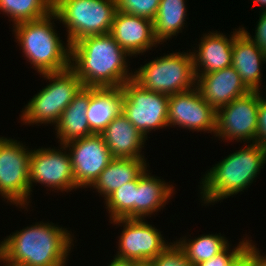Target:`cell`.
<instances>
[{
    "mask_svg": "<svg viewBox=\"0 0 266 266\" xmlns=\"http://www.w3.org/2000/svg\"><path fill=\"white\" fill-rule=\"evenodd\" d=\"M128 56L110 33L86 36L71 45L70 68L84 87H121L133 79Z\"/></svg>",
    "mask_w": 266,
    "mask_h": 266,
    "instance_id": "6da1fadb",
    "label": "cell"
},
{
    "mask_svg": "<svg viewBox=\"0 0 266 266\" xmlns=\"http://www.w3.org/2000/svg\"><path fill=\"white\" fill-rule=\"evenodd\" d=\"M72 232L54 223L36 222L0 241V263L65 266L73 245Z\"/></svg>",
    "mask_w": 266,
    "mask_h": 266,
    "instance_id": "7a4b0ae2",
    "label": "cell"
},
{
    "mask_svg": "<svg viewBox=\"0 0 266 266\" xmlns=\"http://www.w3.org/2000/svg\"><path fill=\"white\" fill-rule=\"evenodd\" d=\"M244 147L213 165L201 178V202L208 206L217 201L221 203V200L244 192L254 182L266 163V148L258 143Z\"/></svg>",
    "mask_w": 266,
    "mask_h": 266,
    "instance_id": "3957f363",
    "label": "cell"
},
{
    "mask_svg": "<svg viewBox=\"0 0 266 266\" xmlns=\"http://www.w3.org/2000/svg\"><path fill=\"white\" fill-rule=\"evenodd\" d=\"M53 19L57 21L58 17L51 12L44 18L13 25L16 42L22 47L25 59L39 74L70 68L71 45L67 42L64 46L53 27Z\"/></svg>",
    "mask_w": 266,
    "mask_h": 266,
    "instance_id": "277c9868",
    "label": "cell"
},
{
    "mask_svg": "<svg viewBox=\"0 0 266 266\" xmlns=\"http://www.w3.org/2000/svg\"><path fill=\"white\" fill-rule=\"evenodd\" d=\"M49 84L35 94L26 104L21 114V121L25 124H55L61 114L74 97L84 87L81 79L71 69L60 72L40 74Z\"/></svg>",
    "mask_w": 266,
    "mask_h": 266,
    "instance_id": "5b68a950",
    "label": "cell"
},
{
    "mask_svg": "<svg viewBox=\"0 0 266 266\" xmlns=\"http://www.w3.org/2000/svg\"><path fill=\"white\" fill-rule=\"evenodd\" d=\"M116 11L115 0H53V12L67 28L70 45L86 36L110 33Z\"/></svg>",
    "mask_w": 266,
    "mask_h": 266,
    "instance_id": "8992f818",
    "label": "cell"
},
{
    "mask_svg": "<svg viewBox=\"0 0 266 266\" xmlns=\"http://www.w3.org/2000/svg\"><path fill=\"white\" fill-rule=\"evenodd\" d=\"M142 89L165 95L186 92L196 87V75L189 51L172 52L141 65L133 79Z\"/></svg>",
    "mask_w": 266,
    "mask_h": 266,
    "instance_id": "52a82bcc",
    "label": "cell"
},
{
    "mask_svg": "<svg viewBox=\"0 0 266 266\" xmlns=\"http://www.w3.org/2000/svg\"><path fill=\"white\" fill-rule=\"evenodd\" d=\"M28 149L18 140L0 136V195L10 204L26 210L31 202L29 162L32 149Z\"/></svg>",
    "mask_w": 266,
    "mask_h": 266,
    "instance_id": "ba28073f",
    "label": "cell"
},
{
    "mask_svg": "<svg viewBox=\"0 0 266 266\" xmlns=\"http://www.w3.org/2000/svg\"><path fill=\"white\" fill-rule=\"evenodd\" d=\"M122 113L143 135L168 127L169 96L142 89L133 80L121 86Z\"/></svg>",
    "mask_w": 266,
    "mask_h": 266,
    "instance_id": "9c48e42d",
    "label": "cell"
},
{
    "mask_svg": "<svg viewBox=\"0 0 266 266\" xmlns=\"http://www.w3.org/2000/svg\"><path fill=\"white\" fill-rule=\"evenodd\" d=\"M110 223L121 227L124 225L114 259L128 262L154 260L171 244L164 240L160 230L145 219L119 218Z\"/></svg>",
    "mask_w": 266,
    "mask_h": 266,
    "instance_id": "30bf717a",
    "label": "cell"
},
{
    "mask_svg": "<svg viewBox=\"0 0 266 266\" xmlns=\"http://www.w3.org/2000/svg\"><path fill=\"white\" fill-rule=\"evenodd\" d=\"M260 92L234 99L217 110L215 137L222 140L256 143Z\"/></svg>",
    "mask_w": 266,
    "mask_h": 266,
    "instance_id": "8fae6325",
    "label": "cell"
},
{
    "mask_svg": "<svg viewBox=\"0 0 266 266\" xmlns=\"http://www.w3.org/2000/svg\"><path fill=\"white\" fill-rule=\"evenodd\" d=\"M60 149L51 147L31 151L29 162L30 196L34 183L45 185L49 189L61 192L75 191L73 168L69 152L65 145Z\"/></svg>",
    "mask_w": 266,
    "mask_h": 266,
    "instance_id": "7c38bea8",
    "label": "cell"
},
{
    "mask_svg": "<svg viewBox=\"0 0 266 266\" xmlns=\"http://www.w3.org/2000/svg\"><path fill=\"white\" fill-rule=\"evenodd\" d=\"M217 111L202 97L197 87L169 96L168 127L216 133Z\"/></svg>",
    "mask_w": 266,
    "mask_h": 266,
    "instance_id": "4fadbf2b",
    "label": "cell"
},
{
    "mask_svg": "<svg viewBox=\"0 0 266 266\" xmlns=\"http://www.w3.org/2000/svg\"><path fill=\"white\" fill-rule=\"evenodd\" d=\"M65 146L69 151L78 188H89L113 159L100 134L71 141Z\"/></svg>",
    "mask_w": 266,
    "mask_h": 266,
    "instance_id": "5bb4252c",
    "label": "cell"
},
{
    "mask_svg": "<svg viewBox=\"0 0 266 266\" xmlns=\"http://www.w3.org/2000/svg\"><path fill=\"white\" fill-rule=\"evenodd\" d=\"M110 34L131 57L157 47L153 21L141 16L116 11Z\"/></svg>",
    "mask_w": 266,
    "mask_h": 266,
    "instance_id": "9a60e30c",
    "label": "cell"
},
{
    "mask_svg": "<svg viewBox=\"0 0 266 266\" xmlns=\"http://www.w3.org/2000/svg\"><path fill=\"white\" fill-rule=\"evenodd\" d=\"M196 87L204 100L216 111L250 92L231 66L207 74H195Z\"/></svg>",
    "mask_w": 266,
    "mask_h": 266,
    "instance_id": "2e32d148",
    "label": "cell"
},
{
    "mask_svg": "<svg viewBox=\"0 0 266 266\" xmlns=\"http://www.w3.org/2000/svg\"><path fill=\"white\" fill-rule=\"evenodd\" d=\"M241 31L240 27L235 29L229 38L220 31L203 33L197 50H190L195 74H207L231 67L233 41Z\"/></svg>",
    "mask_w": 266,
    "mask_h": 266,
    "instance_id": "e0dca14e",
    "label": "cell"
},
{
    "mask_svg": "<svg viewBox=\"0 0 266 266\" xmlns=\"http://www.w3.org/2000/svg\"><path fill=\"white\" fill-rule=\"evenodd\" d=\"M113 158H140L146 137L143 136L128 118L121 112L100 134Z\"/></svg>",
    "mask_w": 266,
    "mask_h": 266,
    "instance_id": "ac0fdd59",
    "label": "cell"
},
{
    "mask_svg": "<svg viewBox=\"0 0 266 266\" xmlns=\"http://www.w3.org/2000/svg\"><path fill=\"white\" fill-rule=\"evenodd\" d=\"M265 62L266 54L241 31L233 41L232 67L250 91L262 92L261 66Z\"/></svg>",
    "mask_w": 266,
    "mask_h": 266,
    "instance_id": "d6986e66",
    "label": "cell"
},
{
    "mask_svg": "<svg viewBox=\"0 0 266 266\" xmlns=\"http://www.w3.org/2000/svg\"><path fill=\"white\" fill-rule=\"evenodd\" d=\"M89 101L90 87H83L61 114L55 125L56 138L60 139V145L94 134L87 119Z\"/></svg>",
    "mask_w": 266,
    "mask_h": 266,
    "instance_id": "ffe728a7",
    "label": "cell"
},
{
    "mask_svg": "<svg viewBox=\"0 0 266 266\" xmlns=\"http://www.w3.org/2000/svg\"><path fill=\"white\" fill-rule=\"evenodd\" d=\"M122 98L121 87L90 88L87 119L94 134H101L106 126L122 112Z\"/></svg>",
    "mask_w": 266,
    "mask_h": 266,
    "instance_id": "44dd1931",
    "label": "cell"
},
{
    "mask_svg": "<svg viewBox=\"0 0 266 266\" xmlns=\"http://www.w3.org/2000/svg\"><path fill=\"white\" fill-rule=\"evenodd\" d=\"M147 168L138 176L136 187V219L151 217L154 212L163 209L174 195V187L160 177L151 176ZM173 194V195H172Z\"/></svg>",
    "mask_w": 266,
    "mask_h": 266,
    "instance_id": "7402d4cb",
    "label": "cell"
},
{
    "mask_svg": "<svg viewBox=\"0 0 266 266\" xmlns=\"http://www.w3.org/2000/svg\"><path fill=\"white\" fill-rule=\"evenodd\" d=\"M146 159L113 158L90 186L104 200L122 185L135 180L148 166Z\"/></svg>",
    "mask_w": 266,
    "mask_h": 266,
    "instance_id": "603a6c76",
    "label": "cell"
},
{
    "mask_svg": "<svg viewBox=\"0 0 266 266\" xmlns=\"http://www.w3.org/2000/svg\"><path fill=\"white\" fill-rule=\"evenodd\" d=\"M185 4L186 0L160 1L156 17L153 20L154 36L159 44H163L173 36L177 37L179 32L182 33L186 26L187 8Z\"/></svg>",
    "mask_w": 266,
    "mask_h": 266,
    "instance_id": "cb8c5ba5",
    "label": "cell"
},
{
    "mask_svg": "<svg viewBox=\"0 0 266 266\" xmlns=\"http://www.w3.org/2000/svg\"><path fill=\"white\" fill-rule=\"evenodd\" d=\"M186 237L183 236L180 240H176V242L184 250L186 258L193 266L213 258L230 244L226 237L217 233L202 234L195 239H187Z\"/></svg>",
    "mask_w": 266,
    "mask_h": 266,
    "instance_id": "d4e9b609",
    "label": "cell"
},
{
    "mask_svg": "<svg viewBox=\"0 0 266 266\" xmlns=\"http://www.w3.org/2000/svg\"><path fill=\"white\" fill-rule=\"evenodd\" d=\"M0 11L15 25L48 16L53 12V0H0Z\"/></svg>",
    "mask_w": 266,
    "mask_h": 266,
    "instance_id": "484cf974",
    "label": "cell"
},
{
    "mask_svg": "<svg viewBox=\"0 0 266 266\" xmlns=\"http://www.w3.org/2000/svg\"><path fill=\"white\" fill-rule=\"evenodd\" d=\"M138 177L116 189L105 199L110 221L119 218L136 219V187Z\"/></svg>",
    "mask_w": 266,
    "mask_h": 266,
    "instance_id": "4316f807",
    "label": "cell"
},
{
    "mask_svg": "<svg viewBox=\"0 0 266 266\" xmlns=\"http://www.w3.org/2000/svg\"><path fill=\"white\" fill-rule=\"evenodd\" d=\"M161 0H115L118 11L154 20Z\"/></svg>",
    "mask_w": 266,
    "mask_h": 266,
    "instance_id": "83f0119b",
    "label": "cell"
},
{
    "mask_svg": "<svg viewBox=\"0 0 266 266\" xmlns=\"http://www.w3.org/2000/svg\"><path fill=\"white\" fill-rule=\"evenodd\" d=\"M153 261L156 266H193L176 241L171 242Z\"/></svg>",
    "mask_w": 266,
    "mask_h": 266,
    "instance_id": "f1b7e54d",
    "label": "cell"
},
{
    "mask_svg": "<svg viewBox=\"0 0 266 266\" xmlns=\"http://www.w3.org/2000/svg\"><path fill=\"white\" fill-rule=\"evenodd\" d=\"M242 241L239 244L230 250V246L228 245L222 252L215 255L213 258L209 260L202 261L196 266H230L232 262L244 251L246 245L248 244L249 237L247 239H241Z\"/></svg>",
    "mask_w": 266,
    "mask_h": 266,
    "instance_id": "f546056e",
    "label": "cell"
},
{
    "mask_svg": "<svg viewBox=\"0 0 266 266\" xmlns=\"http://www.w3.org/2000/svg\"><path fill=\"white\" fill-rule=\"evenodd\" d=\"M259 15L254 37L243 26L241 30L266 54V11Z\"/></svg>",
    "mask_w": 266,
    "mask_h": 266,
    "instance_id": "4dcf8cb0",
    "label": "cell"
},
{
    "mask_svg": "<svg viewBox=\"0 0 266 266\" xmlns=\"http://www.w3.org/2000/svg\"><path fill=\"white\" fill-rule=\"evenodd\" d=\"M260 92V102L258 107V127L256 133V143L266 148V98Z\"/></svg>",
    "mask_w": 266,
    "mask_h": 266,
    "instance_id": "1f68e13d",
    "label": "cell"
},
{
    "mask_svg": "<svg viewBox=\"0 0 266 266\" xmlns=\"http://www.w3.org/2000/svg\"><path fill=\"white\" fill-rule=\"evenodd\" d=\"M261 250L257 249L254 241L248 242V261L249 266H266V255L260 253Z\"/></svg>",
    "mask_w": 266,
    "mask_h": 266,
    "instance_id": "d6a6232c",
    "label": "cell"
},
{
    "mask_svg": "<svg viewBox=\"0 0 266 266\" xmlns=\"http://www.w3.org/2000/svg\"><path fill=\"white\" fill-rule=\"evenodd\" d=\"M230 266H249L248 261V244L244 251L232 262Z\"/></svg>",
    "mask_w": 266,
    "mask_h": 266,
    "instance_id": "836d02e7",
    "label": "cell"
},
{
    "mask_svg": "<svg viewBox=\"0 0 266 266\" xmlns=\"http://www.w3.org/2000/svg\"><path fill=\"white\" fill-rule=\"evenodd\" d=\"M107 266H134V262L120 261L113 258V260H111L110 264Z\"/></svg>",
    "mask_w": 266,
    "mask_h": 266,
    "instance_id": "e575fe53",
    "label": "cell"
},
{
    "mask_svg": "<svg viewBox=\"0 0 266 266\" xmlns=\"http://www.w3.org/2000/svg\"><path fill=\"white\" fill-rule=\"evenodd\" d=\"M134 266H156V264L153 260H146L134 262Z\"/></svg>",
    "mask_w": 266,
    "mask_h": 266,
    "instance_id": "d590c367",
    "label": "cell"
},
{
    "mask_svg": "<svg viewBox=\"0 0 266 266\" xmlns=\"http://www.w3.org/2000/svg\"><path fill=\"white\" fill-rule=\"evenodd\" d=\"M254 4H257L258 6V3L259 5L261 6V10L262 12L263 11H266V0H252Z\"/></svg>",
    "mask_w": 266,
    "mask_h": 266,
    "instance_id": "8d00e7d4",
    "label": "cell"
},
{
    "mask_svg": "<svg viewBox=\"0 0 266 266\" xmlns=\"http://www.w3.org/2000/svg\"><path fill=\"white\" fill-rule=\"evenodd\" d=\"M3 264V266H29V265H26V264H21V263H17V262H3L1 263Z\"/></svg>",
    "mask_w": 266,
    "mask_h": 266,
    "instance_id": "74e56055",
    "label": "cell"
}]
</instances>
